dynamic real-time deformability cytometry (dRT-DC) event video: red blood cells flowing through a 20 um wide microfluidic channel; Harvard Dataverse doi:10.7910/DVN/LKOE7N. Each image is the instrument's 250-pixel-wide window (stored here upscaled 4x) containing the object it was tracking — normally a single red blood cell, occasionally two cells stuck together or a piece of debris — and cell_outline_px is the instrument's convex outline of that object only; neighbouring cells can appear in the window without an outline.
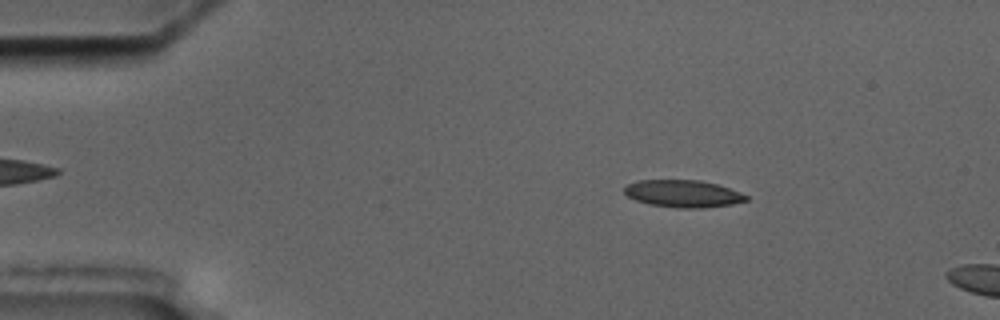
{"species": "common noctule bat (a hibernating species)", "species_latin": "Nyctalus noctula", "temperature_condition": "cold", "stored_images_in_passage": 3, "camera_frame_rate_fps": 3000, "um_per_image_px": 0.085, "animal": {"sex": "male", "body_mass_g": 17.5, "forearm_length_mm": 52.3}, "frame": {"image": 1, "passage_image": 2, "time_ms": 1.0, "image_size_px": [1000, 320], "cell_outline_px": [[748, 200], [732, 204], [704, 208], [676, 208], [648, 204], [636, 200], [628, 196], [624, 192], [624, 188], [628, 184], [636, 180], [700, 180], [716, 184], [740, 192], [748, 196]], "centroid_in_image_um": [58.05, 16.46], "position_along_channel_um": 27.0, "area_um2": 19.36}}